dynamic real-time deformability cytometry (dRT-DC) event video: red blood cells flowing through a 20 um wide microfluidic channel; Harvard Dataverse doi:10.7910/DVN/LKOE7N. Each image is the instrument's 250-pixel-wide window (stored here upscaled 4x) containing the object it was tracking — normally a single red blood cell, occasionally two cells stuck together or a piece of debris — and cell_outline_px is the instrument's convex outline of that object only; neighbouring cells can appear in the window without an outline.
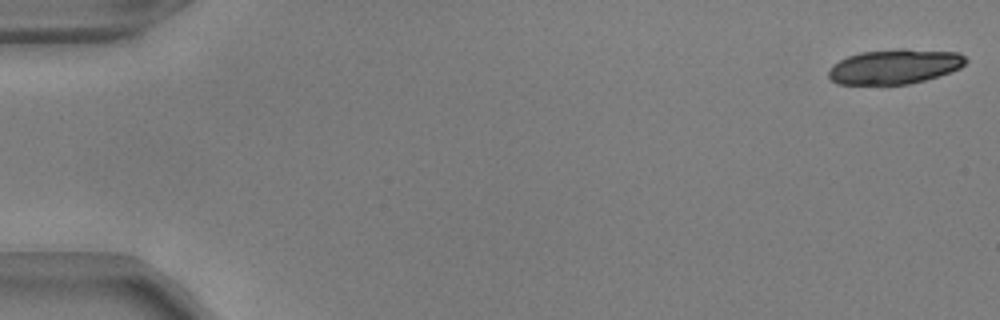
{"species": "common noctule bat (a hibernating species)", "species_latin": "Nyctalus noctula", "temperature_condition": "warm", "stored_images_in_passage": 52, "segment_of_instrument_passage": [1, 2], "camera_frame_rate_fps": 3000, "um_per_image_px": 0.085, "animal": {"sex": "male", "body_mass_g": 17.9, "forearm_length_mm": 54.2}, "frame": {"image": 1, "passage_image": 1, "time_ms": 0.0, "image_size_px": [1000, 320], "cell_outline_px": [[968, 60], [960, 68], [924, 80], [908, 84], [836, 84], [828, 76], [828, 68], [832, 64], [848, 56], [860, 52], [900, 48], [904, 48], [960, 52]], "centroid_in_image_um": [76.02, 5.64], "position_along_channel_um": 9.0, "area_um2": 27.92}}